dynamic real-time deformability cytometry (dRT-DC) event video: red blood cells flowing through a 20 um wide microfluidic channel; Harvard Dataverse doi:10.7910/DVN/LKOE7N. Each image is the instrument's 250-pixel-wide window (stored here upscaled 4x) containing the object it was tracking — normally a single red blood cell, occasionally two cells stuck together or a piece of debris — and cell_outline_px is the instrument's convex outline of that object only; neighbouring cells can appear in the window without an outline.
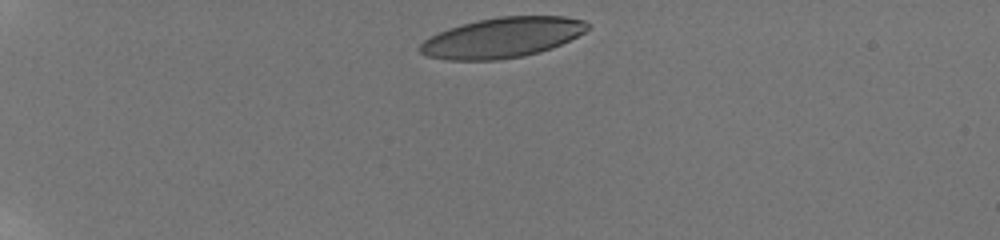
{"species": "human", "species_latin": "Homo sapiens", "temperature_condition": "room temperature", "stored_images_in_passage": 15, "camera_frame_rate_fps": 3000, "um_per_image_px": 0.085, "donor": {"sex": "male"}, "frame": {"image": 1, "passage_image": 1, "time_ms": 0.0, "image_size_px": [1000, 240], "cell_outline_px": [[588, 28], [584, 32], [552, 48], [540, 52], [520, 56], [496, 60], [448, 60], [428, 56], [420, 52], [416, 48], [424, 40], [448, 28], [460, 24], [500, 16], [564, 16], [584, 20], [588, 24]], "centroid_in_image_um": [42.67, 3.19], "position_along_channel_um": 42.3, "area_um2": 38.96}}
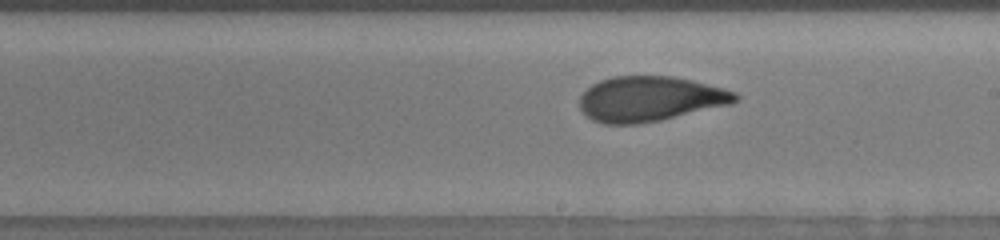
{"frame": {"image": 2, "passage_image": 12, "time_ms": 7.0, "image_size_px": [1000, 240], "cell_outline_px": [[740, 100], [732, 104], [660, 120], [640, 124], [604, 124], [592, 120], [580, 108], [580, 96], [592, 84], [600, 80], [612, 76], [672, 76], [692, 80], [724, 88], [736, 92], [740, 96]], "centroid_in_image_um": [55.28, 8.4], "position_along_channel_um": 233.7, "area_um2": 41.04}}
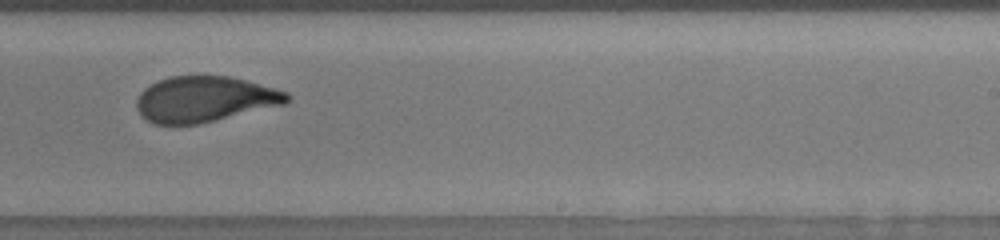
{"frame": {"image": 3, "passage_image": 14, "time_ms": 8.0, "image_size_px": [1000, 240], "cell_outline_px": [[292, 96], [284, 104], [200, 124], [156, 124], [140, 116], [136, 108], [136, 100], [140, 92], [144, 88], [156, 80], [168, 76], [228, 76], [244, 80], [288, 92]], "centroid_in_image_um": [17.35, 8.43], "position_along_channel_um": 271.7, "area_um2": 40.06}}